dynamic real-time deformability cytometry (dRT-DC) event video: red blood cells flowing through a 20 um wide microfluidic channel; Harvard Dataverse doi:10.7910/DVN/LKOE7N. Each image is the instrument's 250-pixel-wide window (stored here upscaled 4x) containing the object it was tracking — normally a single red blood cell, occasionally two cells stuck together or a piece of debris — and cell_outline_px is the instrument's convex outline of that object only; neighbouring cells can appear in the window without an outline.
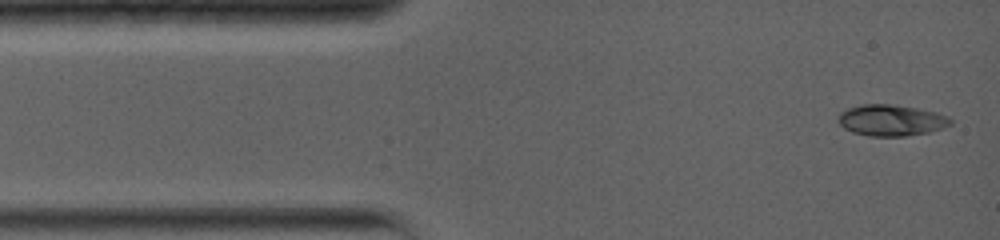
{"species": "common noctule bat (a hibernating species)", "species_latin": "Nyctalus noctula", "temperature_condition": "warm", "stored_images_in_passage": 10, "camera_frame_rate_fps": 5000, "um_per_image_px": 0.085, "animal": {"sex": "female", "body_mass_g": 19.0, "forearm_length_mm": 56.7}, "frame": {"image": 1, "passage_image": 1, "time_ms": 0.0, "image_size_px": [1000, 240], "cell_outline_px": [[952, 124], [944, 128], [928, 132], [904, 136], [868, 136], [852, 132], [844, 128], [836, 120], [840, 112], [848, 108], [860, 104], [888, 104], [916, 108], [936, 112], [948, 116], [952, 120]], "centroid_in_image_um": [75.73, 10.22], "position_along_channel_um": 9.3, "area_um2": 20.52}}
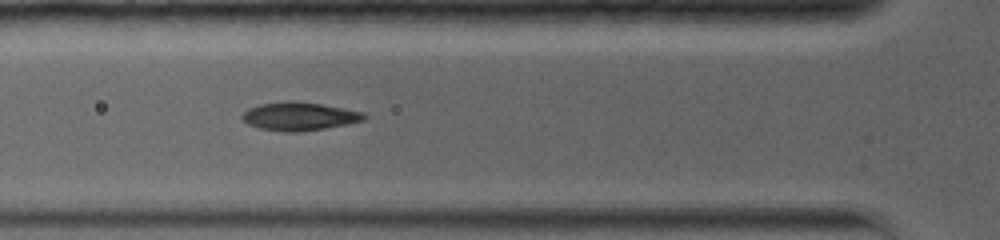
{"frame": {"image": 2, "passage_image": 9, "time_ms": 4.0, "image_size_px": [1000, 240], "cell_outline_px": [[368, 116], [364, 120], [348, 124], [324, 128], [296, 132], [284, 132], [260, 128], [248, 124], [240, 116], [248, 108], [260, 104], [284, 100], [288, 100], [320, 104], [364, 112]], "centroid_in_image_um": [25.43, 9.88], "position_along_channel_um": 100.4, "area_um2": 20.06}}
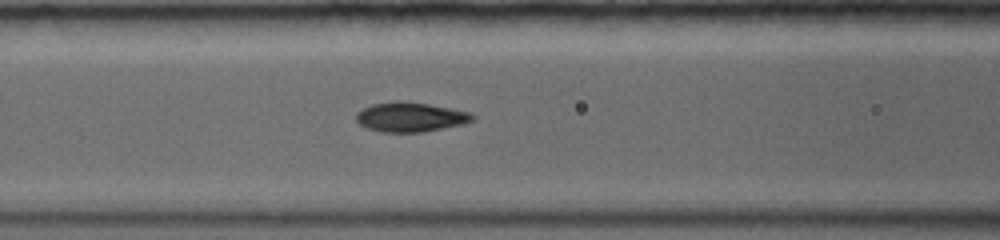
{"frame": {"image": 3, "passage_image": 10, "time_ms": 4.8, "image_size_px": [1000, 240], "cell_outline_px": [[476, 116], [472, 120], [460, 124], [420, 132], [380, 132], [368, 128], [360, 124], [356, 120], [356, 112], [372, 104], [396, 100], [404, 100], [452, 108], [472, 112]], "centroid_in_image_um": [34.86, 9.92], "position_along_channel_um": 131.7, "area_um2": 20.0}}